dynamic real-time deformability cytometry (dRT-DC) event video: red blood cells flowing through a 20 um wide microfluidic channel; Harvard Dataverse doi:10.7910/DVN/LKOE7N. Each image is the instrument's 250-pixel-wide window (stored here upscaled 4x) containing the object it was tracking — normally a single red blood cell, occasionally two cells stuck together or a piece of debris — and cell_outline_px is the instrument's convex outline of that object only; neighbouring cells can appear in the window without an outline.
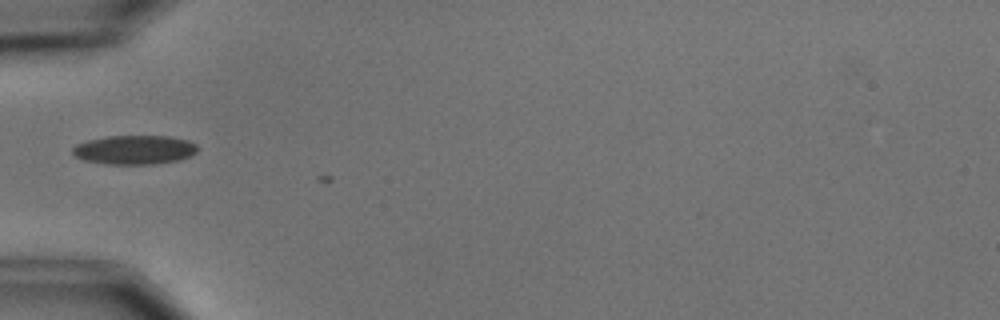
{"species": "common noctule bat (a hibernating species)", "species_latin": "Nyctalus noctula", "temperature_condition": "cold", "stored_images_in_passage": 1, "camera_frame_rate_fps": 3000, "um_per_image_px": 0.085, "animal": {"sex": "male", "body_mass_g": 15.6}, "frame": {"image": 1, "passage_image": 1, "time_ms": 0.0, "image_size_px": [1000, 320], "cell_outline_px": [[200, 148], [196, 152], [180, 160], [152, 164], [104, 164], [84, 160], [76, 156], [72, 152], [72, 148], [76, 144], [88, 140], [108, 136], [168, 136], [188, 140], [196, 144]], "centroid_in_image_um": [11.44, 12.73], "position_along_channel_um": 73.6, "area_um2": 21.21}}